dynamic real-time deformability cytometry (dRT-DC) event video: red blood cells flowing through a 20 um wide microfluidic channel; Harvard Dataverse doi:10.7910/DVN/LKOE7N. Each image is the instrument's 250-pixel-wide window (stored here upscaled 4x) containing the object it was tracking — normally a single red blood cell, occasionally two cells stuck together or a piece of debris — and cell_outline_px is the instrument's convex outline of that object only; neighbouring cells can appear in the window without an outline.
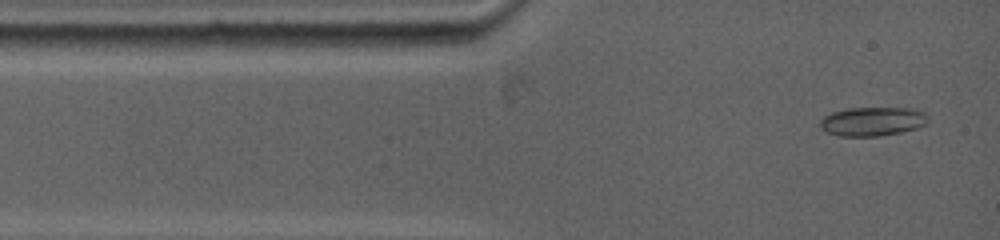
{"species": "common noctule bat (a hibernating species)", "species_latin": "Nyctalus noctula", "temperature_condition": "warm", "stored_images_in_passage": 17, "camera_frame_rate_fps": 5000, "um_per_image_px": 0.085, "animal": {"sex": "female", "body_mass_g": 19.0, "forearm_length_mm": 53.3}, "frame": {"image": 1, "passage_image": 2, "time_ms": 0.4, "image_size_px": [1000, 240], "cell_outline_px": [[928, 120], [924, 124], [916, 128], [900, 132], [880, 136], [836, 136], [820, 128], [820, 120], [824, 116], [832, 112], [848, 108], [912, 108], [924, 112], [928, 116]], "centroid_in_image_um": [74.14, 10.32], "position_along_channel_um": 10.9, "area_um2": 18.21}}
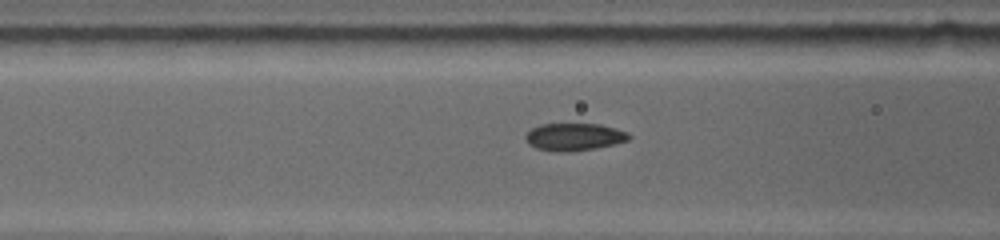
{"frame": {"image": 2, "passage_image": 11, "time_ms": 4.0, "image_size_px": [1000, 240], "cell_outline_px": [[632, 136], [628, 140], [616, 144], [596, 148], [568, 152], [552, 152], [536, 148], [528, 144], [524, 136], [532, 128], [540, 124], [600, 124], [616, 128], [628, 132]], "centroid_in_image_um": [48.81, 11.64], "position_along_channel_um": 117.8, "area_um2": 16.76}}
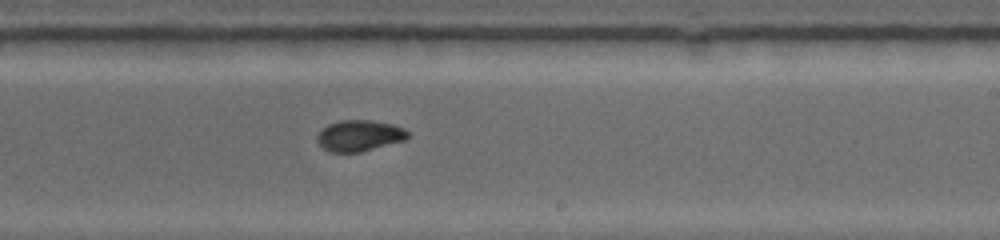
{"frame": {"image": 3, "passage_image": 17, "time_ms": 7.6, "image_size_px": [1000, 240], "cell_outline_px": [[408, 136], [404, 140], [360, 152], [328, 152], [316, 140], [316, 136], [328, 124], [340, 120], [372, 120], [392, 124], [404, 128], [408, 132]], "centroid_in_image_um": [30.53, 11.52], "position_along_channel_um": 258.5, "area_um2": 16.3}}